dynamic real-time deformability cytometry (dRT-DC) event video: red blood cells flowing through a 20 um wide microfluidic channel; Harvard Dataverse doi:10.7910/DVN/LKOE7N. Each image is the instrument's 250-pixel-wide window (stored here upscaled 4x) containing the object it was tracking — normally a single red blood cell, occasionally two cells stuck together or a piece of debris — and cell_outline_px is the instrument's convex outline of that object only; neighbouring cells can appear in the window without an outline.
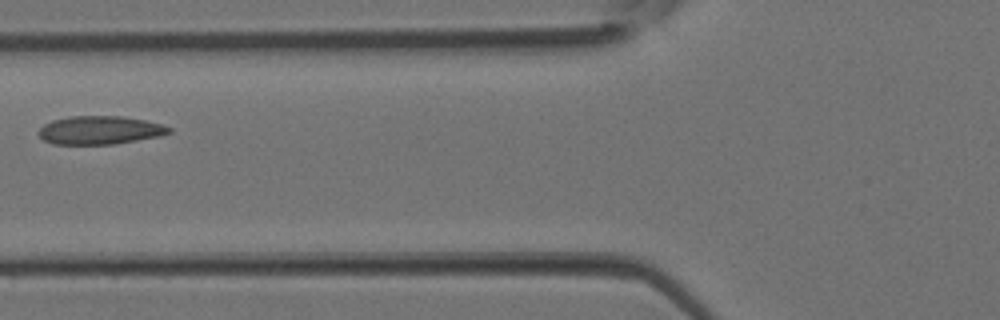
{"species": "Egyptian fruit bat (a non-hibernating species)", "species_latin": "Rousettus aegyptiacus", "temperature_condition": "room temperature", "stored_images_in_passage": 3, "camera_frame_rate_fps": 3000, "um_per_image_px": 0.085, "animal": {"sex": "female"}, "frame": {"image": 1, "passage_image": 3, "time_ms": 0.667, "image_size_px": [1000, 320], "cell_outline_px": [[172, 132], [160, 136], [116, 144], [52, 144], [44, 140], [36, 132], [44, 124], [52, 120], [68, 116], [124, 116], [144, 120], [160, 124], [172, 128]], "centroid_in_image_um": [8.48, 11.06], "position_along_channel_um": 117.3, "area_um2": 21.68}}